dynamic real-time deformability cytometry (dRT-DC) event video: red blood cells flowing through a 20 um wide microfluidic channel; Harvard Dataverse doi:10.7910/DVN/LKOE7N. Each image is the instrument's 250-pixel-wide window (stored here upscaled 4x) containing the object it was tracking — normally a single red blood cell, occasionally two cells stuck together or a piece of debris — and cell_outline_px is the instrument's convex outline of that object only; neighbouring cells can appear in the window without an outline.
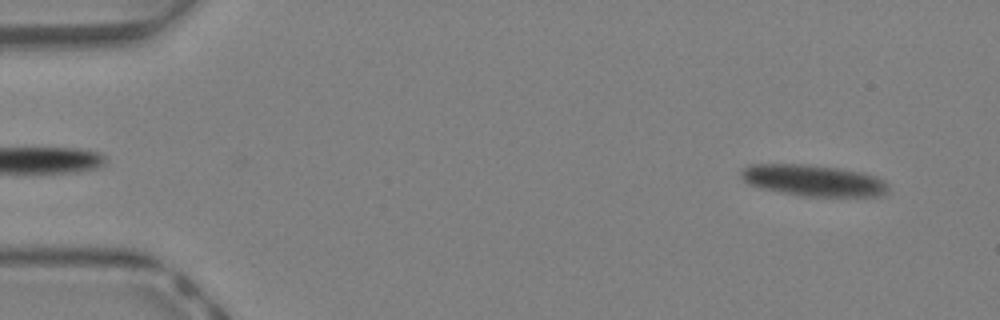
{"species": "Egyptian fruit bat (a non-hibernating species)", "species_latin": "Rousettus aegyptiacus", "temperature_condition": "warm", "stored_images_in_passage": 51, "camera_frame_rate_fps": 3000, "um_per_image_px": 0.085, "animal": {"sex": "female"}, "frame": {"image": 1, "passage_image": 4, "time_ms": 1.0, "image_size_px": [1000, 320], "cell_outline_px": [[888, 192], [880, 196], [800, 196], [760, 188], [748, 184], [740, 176], [740, 172], [748, 164], [808, 164], [840, 168], [864, 172], [876, 176], [884, 180], [888, 184]], "centroid_in_image_um": [69.14, 15.33], "position_along_channel_um": 15.9, "area_um2": 27.22}}
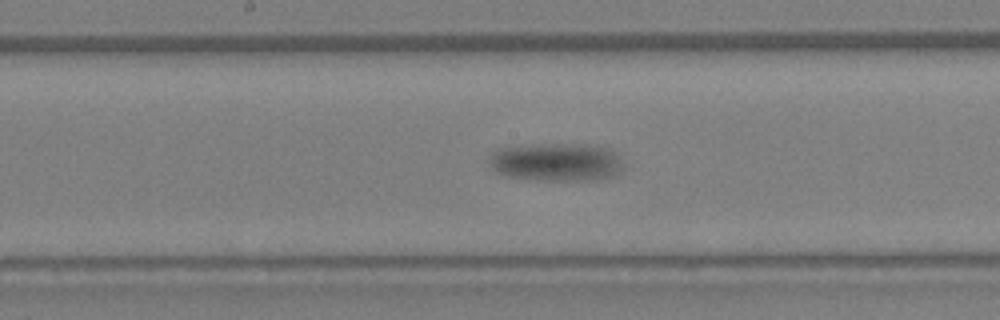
{"frame": {"image": 2, "passage_image": 30, "time_ms": 9.667, "image_size_px": [1000, 320], "cell_outline_px": [[624, 168], [620, 172], [612, 176], [596, 180], [544, 180], [504, 176], [496, 172], [488, 164], [488, 160], [492, 152], [496, 148], [552, 144], [592, 144], [612, 148], [616, 152]], "centroid_in_image_um": [47.31, 13.77], "position_along_channel_um": 200.9, "area_um2": 30.17}}
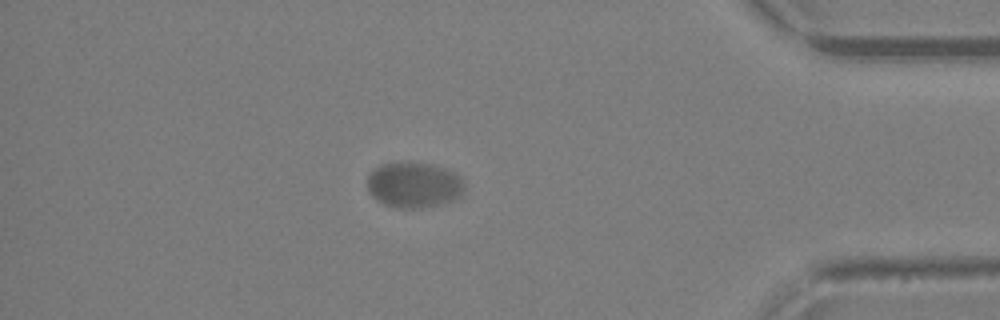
{"frame": {"image": 3, "passage_image": 50, "time_ms": 16.333, "image_size_px": [1000, 320], "cell_outline_px": [[464, 192], [460, 196], [452, 200], [420, 208], [400, 208], [384, 204], [376, 200], [368, 192], [368, 172], [372, 168], [380, 164], [400, 160], [404, 160], [432, 164], [456, 172], [464, 180]], "centroid_in_image_um": [35.15, 15.67], "position_along_channel_um": 400.0, "area_um2": 26.47}}